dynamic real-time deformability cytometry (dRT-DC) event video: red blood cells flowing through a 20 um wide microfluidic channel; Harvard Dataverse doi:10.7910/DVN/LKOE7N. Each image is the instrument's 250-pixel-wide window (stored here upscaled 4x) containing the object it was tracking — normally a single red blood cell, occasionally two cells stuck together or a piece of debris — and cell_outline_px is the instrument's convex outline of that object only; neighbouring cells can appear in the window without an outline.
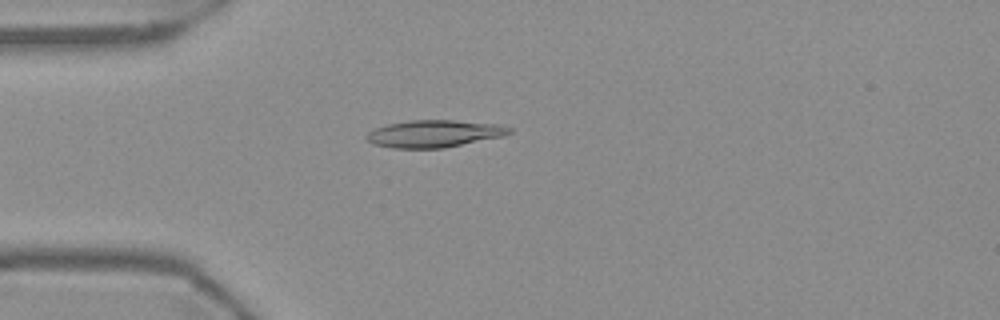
{"species": "Egyptian fruit bat (a non-hibernating species)", "species_latin": "Rousettus aegyptiacus", "temperature_condition": "warm", "stored_images_in_passage": 54, "camera_frame_rate_fps": 3000, "um_per_image_px": 0.085, "frame": {"image": 1, "passage_image": 14, "time_ms": 4.333, "image_size_px": [1000, 320], "cell_outline_px": [[512, 132], [504, 136], [444, 148], [392, 148], [372, 144], [364, 136], [368, 132], [376, 128], [388, 124], [412, 120], [452, 120], [500, 124], [512, 128]], "centroid_in_image_um": [36.92, 11.36], "position_along_channel_um": 48.1, "area_um2": 22.72}}
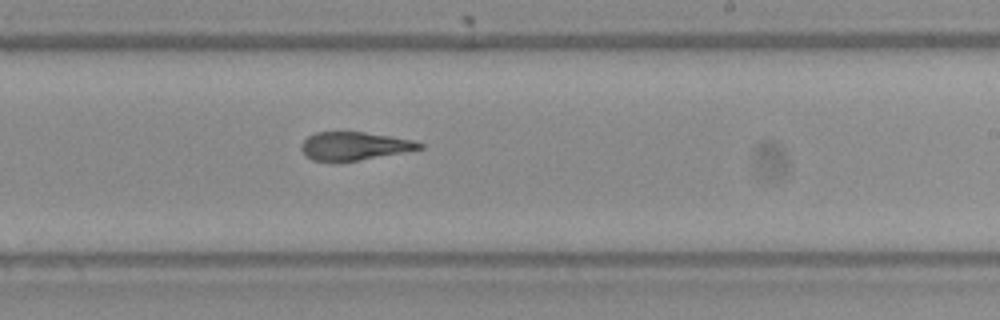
{"frame": {"image": 2, "passage_image": 32, "time_ms": 10.333, "image_size_px": [1000, 320], "cell_outline_px": [[424, 148], [360, 160], [312, 160], [300, 148], [300, 144], [308, 136], [316, 132], [364, 132], [392, 136], [416, 140], [424, 144]], "centroid_in_image_um": [30.16, 12.39], "position_along_channel_um": 258.8, "area_um2": 19.19}}
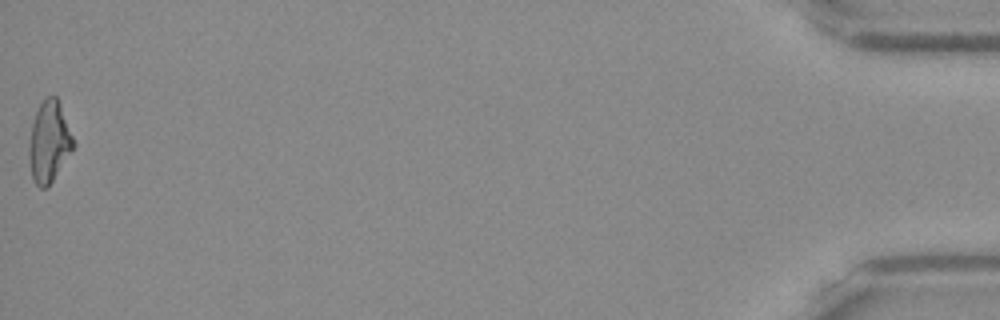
{"frame": {"image": 3, "passage_image": 54, "time_ms": 17.667, "image_size_px": [1000, 320], "cell_outline_px": [[76, 144], [48, 188], [40, 188], [36, 184], [32, 176], [28, 156], [28, 144], [32, 124], [36, 112], [44, 96], [56, 96], [60, 104]], "centroid_in_image_um": [4.17, 12.06], "position_along_channel_um": 431.0, "area_um2": 20.98}, "authors_computed_cell_mechanics": {"area_um2": 20.7502, "velocity_mm_per_s": 3.7175, "shape_relaxation_time_tau1_ms": 9.0577, "shape_relaxation_time_tau2_ms": 2.6397, "deformation_change_tau1": 0.2712, "deformation_change_tau2": 0.0994}}